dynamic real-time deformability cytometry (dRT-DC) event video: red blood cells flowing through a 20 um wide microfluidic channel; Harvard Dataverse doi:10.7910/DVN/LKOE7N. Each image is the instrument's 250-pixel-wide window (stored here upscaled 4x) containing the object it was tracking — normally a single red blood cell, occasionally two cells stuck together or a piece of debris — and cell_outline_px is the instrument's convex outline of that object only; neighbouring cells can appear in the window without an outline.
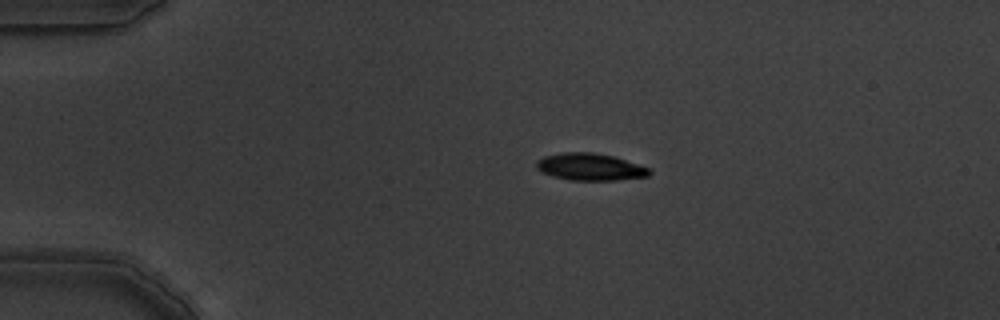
{"species": "common noctule bat (a hibernating species)", "species_latin": "Nyctalus noctula", "temperature_condition": "warm", "stored_images_in_passage": 9, "camera_frame_rate_fps": 3000, "um_per_image_px": 0.085, "animal": {"sex": "male", "body_mass_g": 19.5, "forearm_length_mm": 54.6}, "frame": {"image": 1, "passage_image": 1, "time_ms": 0.0, "image_size_px": [1000, 320], "cell_outline_px": [[652, 172], [648, 176], [616, 180], [572, 180], [552, 176], [536, 168], [536, 160], [544, 156], [560, 152], [592, 152], [612, 156], [648, 168]], "centroid_in_image_um": [50.11, 14.18], "position_along_channel_um": 34.9, "area_um2": 17.63}}
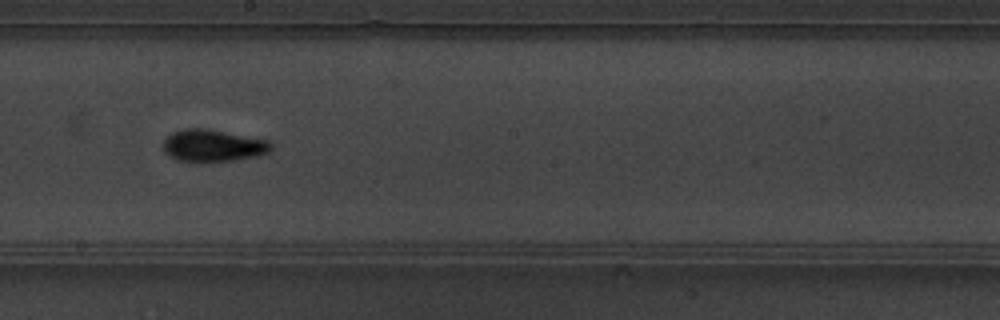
{"frame": {"image": 2, "passage_image": 7, "time_ms": 2.0, "image_size_px": [1000, 320], "cell_outline_px": [[272, 148], [268, 152], [260, 156], [232, 160], [200, 164], [176, 160], [164, 152], [164, 140], [172, 132], [184, 128], [204, 128], [268, 140], [272, 144]], "centroid_in_image_um": [18.08, 12.41], "position_along_channel_um": 230.1, "area_um2": 20.58}}
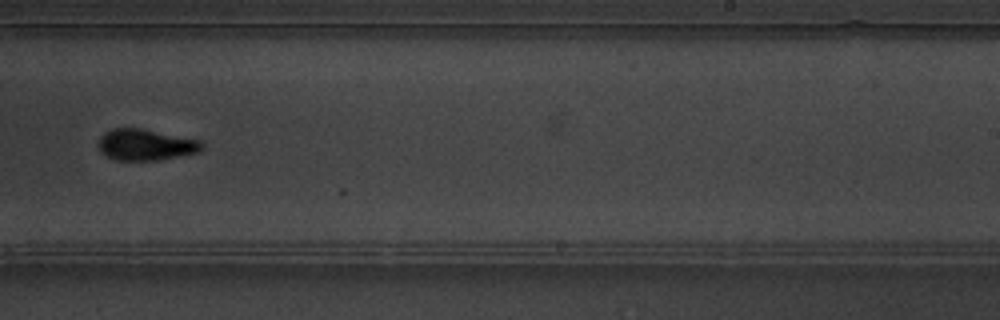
{"frame": {"image": 3, "passage_image": 8, "time_ms": 2.333, "image_size_px": [1000, 320], "cell_outline_px": [[204, 148], [200, 152], [156, 160], [116, 160], [100, 152], [96, 144], [100, 136], [104, 132], [112, 128], [140, 128], [200, 140], [204, 144]], "centroid_in_image_um": [12.35, 12.3], "position_along_channel_um": 276.6, "area_um2": 18.96}}